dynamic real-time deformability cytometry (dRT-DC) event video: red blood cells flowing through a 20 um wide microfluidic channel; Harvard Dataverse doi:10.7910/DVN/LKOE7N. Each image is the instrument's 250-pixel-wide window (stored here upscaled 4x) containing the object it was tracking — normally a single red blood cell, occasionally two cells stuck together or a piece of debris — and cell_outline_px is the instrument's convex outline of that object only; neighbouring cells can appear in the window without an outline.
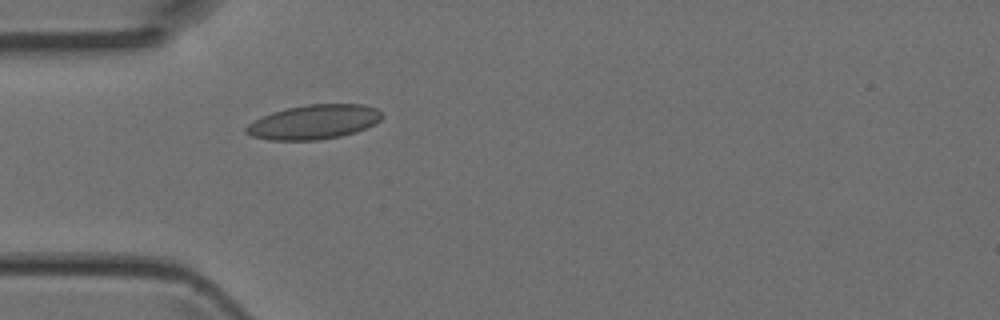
{"species": "Egyptian fruit bat (a non-hibernating species)", "species_latin": "Rousettus aegyptiacus", "temperature_condition": "room temperature", "stored_images_in_passage": 4, "camera_frame_rate_fps": 3000, "um_per_image_px": 0.085, "animal": {"sex": "female"}, "frame": {"image": 1, "passage_image": 4, "time_ms": 1.0, "image_size_px": [1000, 320], "cell_outline_px": [[384, 116], [376, 124], [356, 132], [340, 136], [316, 140], [268, 140], [252, 136], [244, 132], [244, 128], [248, 124], [272, 112], [288, 108], [308, 104], [364, 104], [376, 108]], "centroid_in_image_um": [26.7, 10.37], "position_along_channel_um": 58.3, "area_um2": 27.22}}